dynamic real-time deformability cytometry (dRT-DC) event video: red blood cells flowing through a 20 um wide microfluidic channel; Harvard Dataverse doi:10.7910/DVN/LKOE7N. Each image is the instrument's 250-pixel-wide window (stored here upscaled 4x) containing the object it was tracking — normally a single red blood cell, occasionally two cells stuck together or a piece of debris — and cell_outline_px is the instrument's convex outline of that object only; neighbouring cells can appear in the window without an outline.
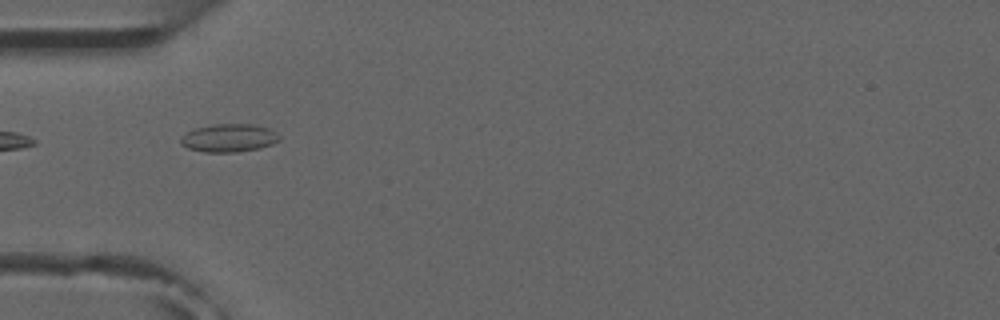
{"species": "common noctule bat (a hibernating species)", "species_latin": "Nyctalus noctula", "temperature_condition": "room temperature", "stored_images_in_passage": 4, "camera_frame_rate_fps": 3000, "um_per_image_px": 0.085, "animal": {"sex": "male", "forearm_length_mm": 52.5}, "frame": {"image": 1, "passage_image": 2, "time_ms": 1.0, "image_size_px": [1000, 320], "cell_outline_px": [[280, 140], [272, 144], [260, 148], [236, 152], [204, 152], [188, 148], [180, 144], [180, 136], [196, 128], [212, 124], [252, 124], [268, 128], [276, 132], [280, 136]], "centroid_in_image_um": [19.45, 11.73], "position_along_channel_um": 65.5, "area_um2": 16.18}}
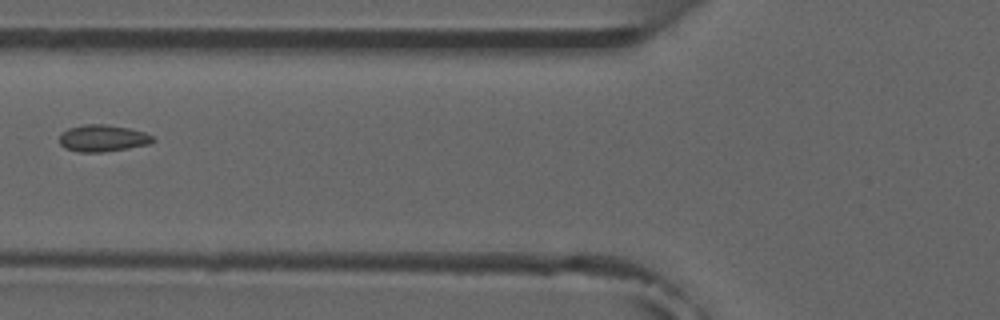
{"frame": {"image": 2, "passage_image": 3, "time_ms": 2.333, "image_size_px": [1000, 320], "cell_outline_px": [[156, 140], [148, 144], [128, 148], [104, 152], [80, 152], [64, 148], [60, 144], [60, 136], [68, 128], [84, 124], [104, 124], [128, 128], [144, 132], [152, 136]], "centroid_in_image_um": [8.73, 11.75], "position_along_channel_um": 117.1, "area_um2": 14.51}}
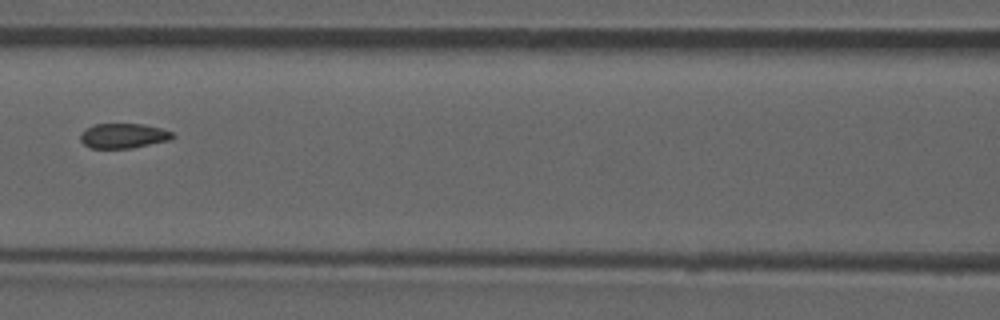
{"frame": {"image": 3, "passage_image": 4, "time_ms": 3.333, "image_size_px": [1000, 320], "cell_outline_px": [[176, 136], [172, 140], [132, 148], [88, 148], [80, 140], [80, 132], [96, 124], [144, 124], [160, 128], [172, 132]], "centroid_in_image_um": [10.51, 11.55], "position_along_channel_um": 156.1, "area_um2": 13.47}}